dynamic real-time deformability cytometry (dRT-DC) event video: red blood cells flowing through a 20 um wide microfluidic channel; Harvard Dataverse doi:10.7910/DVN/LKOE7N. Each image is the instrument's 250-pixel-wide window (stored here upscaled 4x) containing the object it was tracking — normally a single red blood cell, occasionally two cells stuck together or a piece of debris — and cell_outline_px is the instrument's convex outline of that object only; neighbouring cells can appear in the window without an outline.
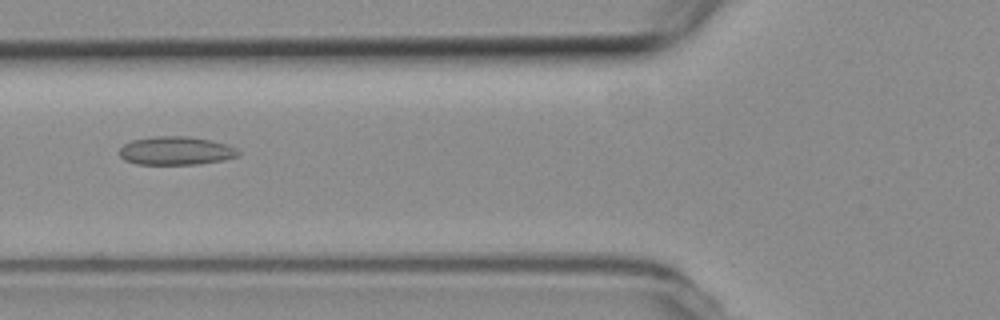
{"species": "common noctule bat (a hibernating species)", "species_latin": "Nyctalus noctula", "temperature_condition": "room temperature", "stored_images_in_passage": 39, "camera_frame_rate_fps": 3000, "um_per_image_px": 0.085, "animal": {"sex": "female", "body_mass_g": 19.3, "forearm_length_mm": 54.1}, "frame": {"image": 1, "passage_image": 5, "time_ms": 1.333, "image_size_px": [1000, 320], "cell_outline_px": [[240, 156], [224, 160], [200, 164], [136, 164], [124, 160], [120, 156], [120, 148], [124, 144], [132, 140], [156, 136], [188, 136], [228, 144], [236, 148], [240, 152]], "centroid_in_image_um": [14.98, 12.82], "position_along_channel_um": 110.8, "area_um2": 19.77}}
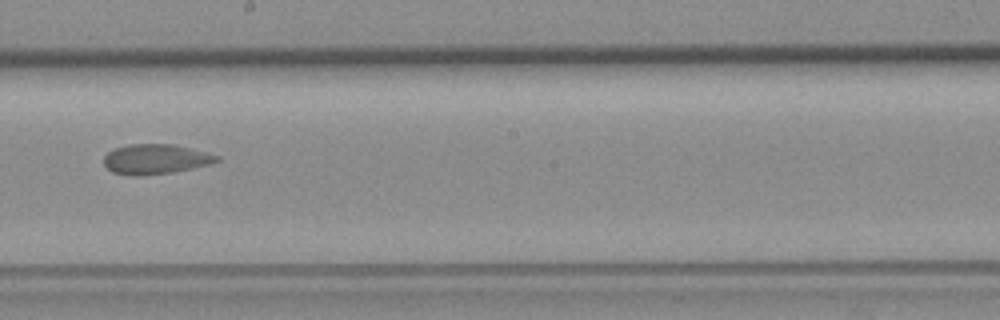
{"frame": {"image": 2, "passage_image": 15, "time_ms": 4.667, "image_size_px": [1000, 320], "cell_outline_px": [[220, 160], [208, 164], [192, 168], [172, 172], [144, 176], [132, 176], [112, 172], [104, 164], [104, 156], [108, 152], [116, 148], [128, 144], [172, 144], [192, 148], [208, 152], [220, 156]], "centroid_in_image_um": [13.22, 13.53], "position_along_channel_um": 235.0, "area_um2": 19.77}}
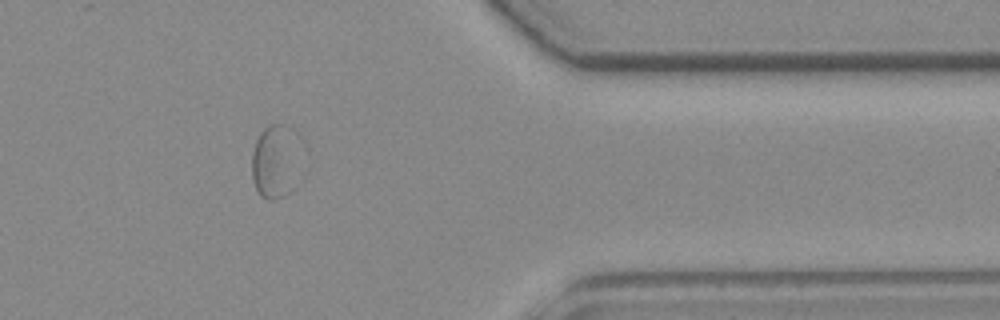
{"frame": {"image": 3, "passage_image": 29, "time_ms": 9.333, "image_size_px": [1000, 320], "cell_outline_px": [[308, 152], [292, 188], [284, 196], [276, 200], [268, 200], [260, 196], [252, 180], [252, 152], [256, 140], [260, 132], [268, 124], [284, 124], [300, 132], [304, 136], [308, 144]], "centroid_in_image_um": [23.59, 13.61], "position_along_channel_um": 387.8, "area_um2": 23.47}}